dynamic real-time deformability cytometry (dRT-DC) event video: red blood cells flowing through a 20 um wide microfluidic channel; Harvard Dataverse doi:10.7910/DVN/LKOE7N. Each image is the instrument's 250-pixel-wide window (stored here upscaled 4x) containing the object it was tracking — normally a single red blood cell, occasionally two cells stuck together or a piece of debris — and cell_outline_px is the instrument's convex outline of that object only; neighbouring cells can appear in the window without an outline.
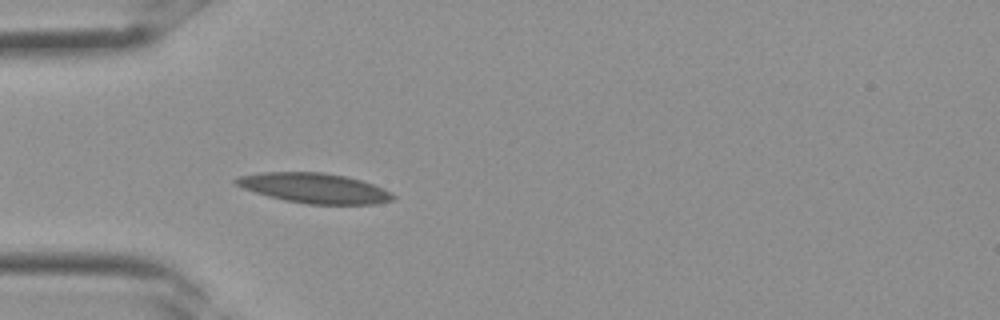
{"species": "Egyptian fruit bat (a non-hibernating species)", "species_latin": "Rousettus aegyptiacus", "temperature_condition": "room temperature", "stored_images_in_passage": 23, "camera_frame_rate_fps": 3000, "um_per_image_px": 0.085, "frame": {"image": 1, "passage_image": 2, "time_ms": 0.333, "image_size_px": [1000, 320], "cell_outline_px": [[396, 196], [392, 200], [372, 204], [308, 204], [284, 200], [256, 192], [244, 188], [236, 184], [232, 180], [236, 176], [260, 172], [324, 172], [344, 176], [360, 180], [384, 188], [392, 192]], "centroid_in_image_um": [26.71, 15.98], "position_along_channel_um": 58.3, "area_um2": 27.34}}
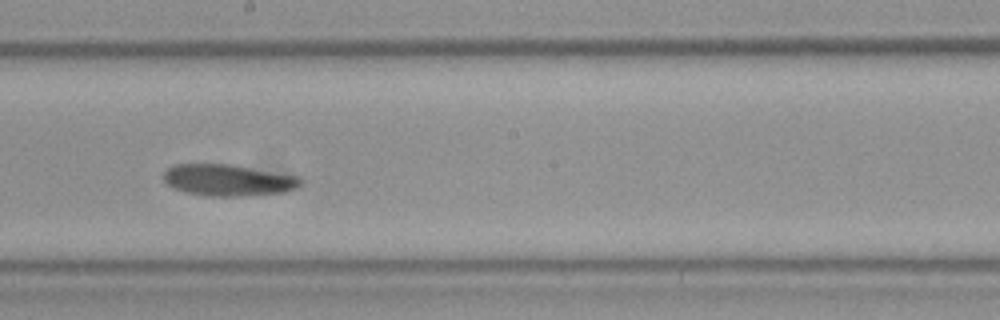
{"frame": {"image": 2, "passage_image": 11, "time_ms": 3.333, "image_size_px": [1000, 320], "cell_outline_px": [[304, 184], [300, 188], [280, 192], [236, 196], [212, 196], [184, 192], [168, 184], [164, 180], [164, 172], [172, 164], [232, 164], [300, 176], [304, 180]], "centroid_in_image_um": [19.45, 15.29], "position_along_channel_um": 228.7, "area_um2": 25.26}}
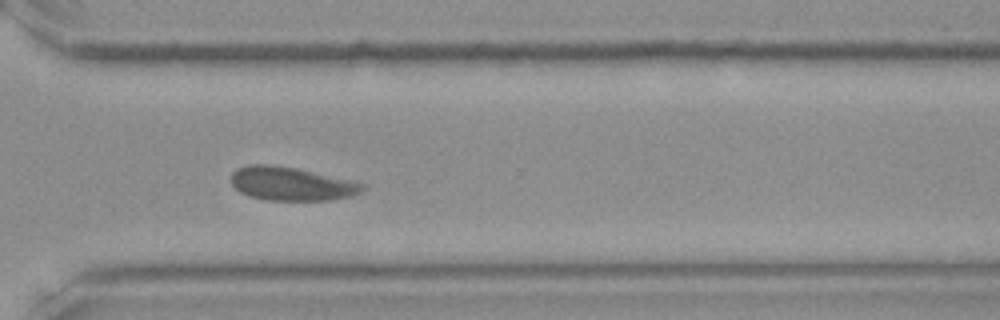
{"frame": {"image": 3, "passage_image": 17, "time_ms": 5.333, "image_size_px": [1000, 320], "cell_outline_px": [[368, 188], [352, 196], [332, 200], [268, 200], [248, 196], [240, 192], [232, 184], [232, 172], [236, 168], [248, 164], [268, 164], [296, 168], [356, 180], [368, 184]], "centroid_in_image_um": [24.85, 15.61], "position_along_channel_um": 345.8, "area_um2": 26.18}}